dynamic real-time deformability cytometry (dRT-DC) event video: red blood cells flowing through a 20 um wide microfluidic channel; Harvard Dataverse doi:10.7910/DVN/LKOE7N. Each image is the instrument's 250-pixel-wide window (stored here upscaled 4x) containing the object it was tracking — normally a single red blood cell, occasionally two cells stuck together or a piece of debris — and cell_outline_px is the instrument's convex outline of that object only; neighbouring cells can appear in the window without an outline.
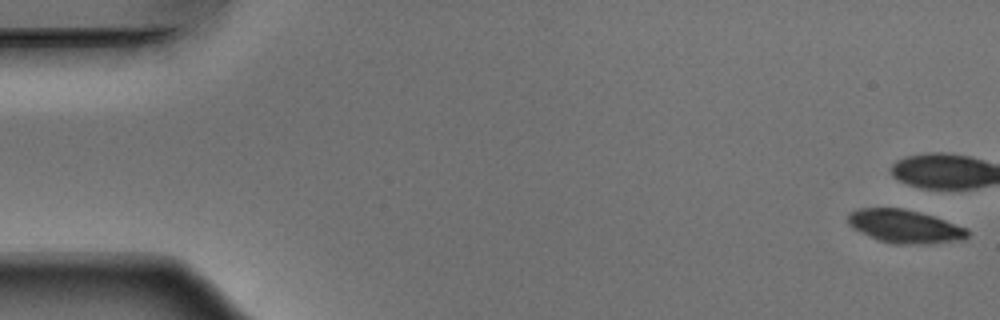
{"species": "Egyptian fruit bat (a non-hibernating species)", "species_latin": "Rousettus aegyptiacus", "temperature_condition": "warm", "stored_images_in_passage": 6, "camera_frame_rate_fps": 3000, "um_per_image_px": 0.085, "animal": {"sex": "male"}, "frame": {"image": 1, "passage_image": 1, "time_ms": 0.0, "image_size_px": [1000, 320], "cell_outline_px": [[968, 236], [964, 240], [924, 244], [896, 244], [880, 240], [868, 236], [852, 228], [848, 224], [848, 212], [856, 208], [904, 208], [920, 212], [968, 228]], "centroid_in_image_um": [76.89, 19.24], "position_along_channel_um": 8.1, "area_um2": 23.29}}